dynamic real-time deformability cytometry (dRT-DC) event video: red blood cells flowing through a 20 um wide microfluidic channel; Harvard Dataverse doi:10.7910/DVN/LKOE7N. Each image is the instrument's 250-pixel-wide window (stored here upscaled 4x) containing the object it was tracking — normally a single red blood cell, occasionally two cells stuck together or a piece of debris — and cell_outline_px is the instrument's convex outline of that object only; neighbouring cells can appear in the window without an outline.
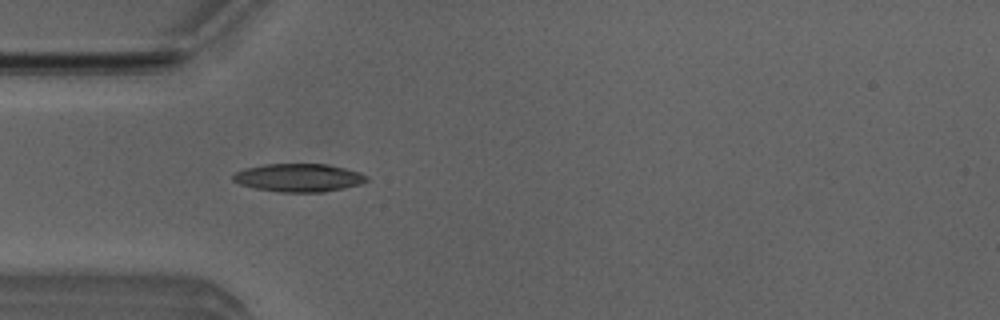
{"species": "Egyptian fruit bat (a non-hibernating species)", "species_latin": "Rousettus aegyptiacus", "temperature_condition": "room temperature", "stored_images_in_passage": 51, "camera_frame_rate_fps": 3000, "um_per_image_px": 0.085, "animal": {"sex": "male"}, "frame": {"image": 1, "passage_image": 15, "time_ms": 4.667, "image_size_px": [1000, 320], "cell_outline_px": [[368, 180], [360, 184], [344, 188], [324, 192], [280, 192], [256, 188], [240, 184], [232, 180], [232, 176], [236, 172], [244, 168], [264, 164], [328, 164], [360, 172], [368, 176]], "centroid_in_image_um": [25.4, 15.1], "position_along_channel_um": 59.6, "area_um2": 21.91}}
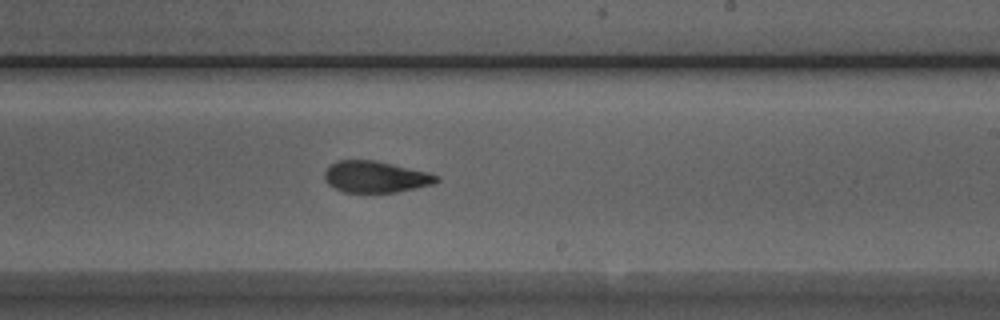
{"frame": {"image": 2, "passage_image": 30, "time_ms": 9.667, "image_size_px": [1000, 320], "cell_outline_px": [[440, 180], [432, 184], [416, 188], [396, 192], [344, 192], [328, 184], [324, 180], [324, 172], [336, 160], [376, 160], [428, 172], [440, 176]], "centroid_in_image_um": [31.93, 15.02], "position_along_channel_um": 257.1, "area_um2": 20.52}}
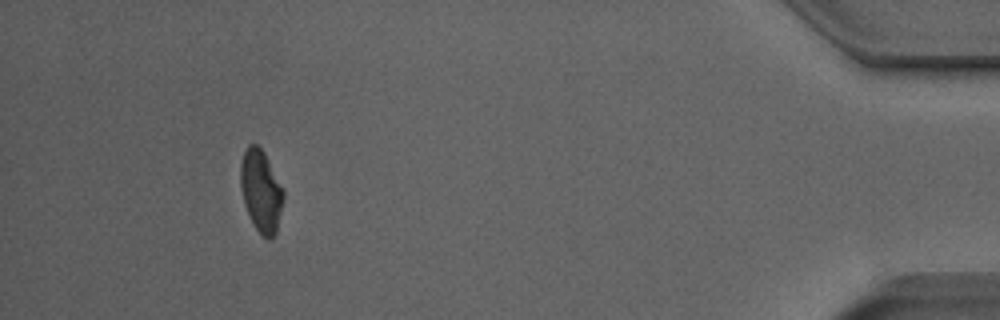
{"frame": {"image": 3, "passage_image": 47, "time_ms": 15.333, "image_size_px": [1000, 320], "cell_outline_px": [[284, 196], [276, 232], [268, 240], [256, 228], [244, 204], [240, 184], [240, 164], [244, 152], [248, 144], [256, 144], [264, 152], [284, 192]], "centroid_in_image_um": [22.17, 16.2], "position_along_channel_um": 413.0, "area_um2": 20.06}, "authors_computed_cell_mechanics": {"area_um2": 20.6924, "velocity_mm_per_s": 3.9809, "shape_relaxation_time_tau1_ms": 3.7556, "shape_relaxation_time_tau2_ms": 6.6912, "deformation_change_tau1": 0.1218, "deformation_change_tau2": 0.168}}